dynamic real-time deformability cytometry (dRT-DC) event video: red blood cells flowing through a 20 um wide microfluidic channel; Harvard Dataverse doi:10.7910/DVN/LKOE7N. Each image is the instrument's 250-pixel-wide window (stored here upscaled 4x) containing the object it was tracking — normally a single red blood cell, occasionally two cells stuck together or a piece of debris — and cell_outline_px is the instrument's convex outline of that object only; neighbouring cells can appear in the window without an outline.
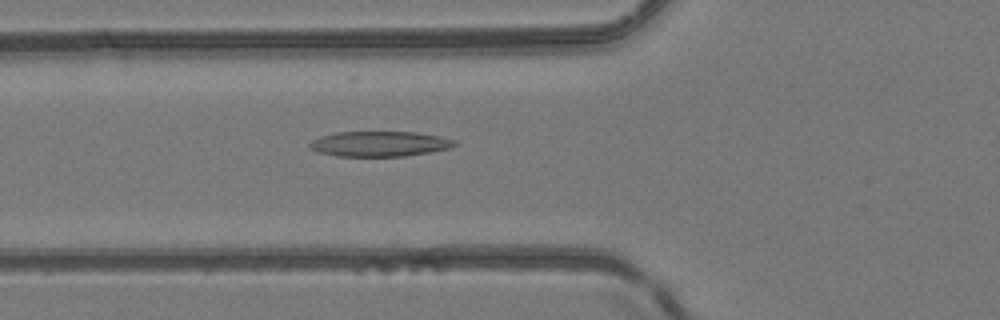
{"species": "common noctule bat (a hibernating species)", "species_latin": "Nyctalus noctula", "temperature_condition": "room temperature", "stored_images_in_passage": 50, "camera_frame_rate_fps": 3000, "um_per_image_px": 0.085, "animal": {"sex": "female", "body_mass_g": 24.6, "forearm_length_mm": 56.2}, "frame": {"image": 1, "passage_image": 19, "time_ms": 6.0, "image_size_px": [1000, 320], "cell_outline_px": [[456, 144], [448, 148], [428, 152], [404, 156], [336, 156], [320, 152], [308, 148], [308, 144], [312, 140], [320, 136], [336, 132], [412, 132], [440, 136], [452, 140]], "centroid_in_image_um": [32.18, 12.22], "position_along_channel_um": 93.6, "area_um2": 21.04}}
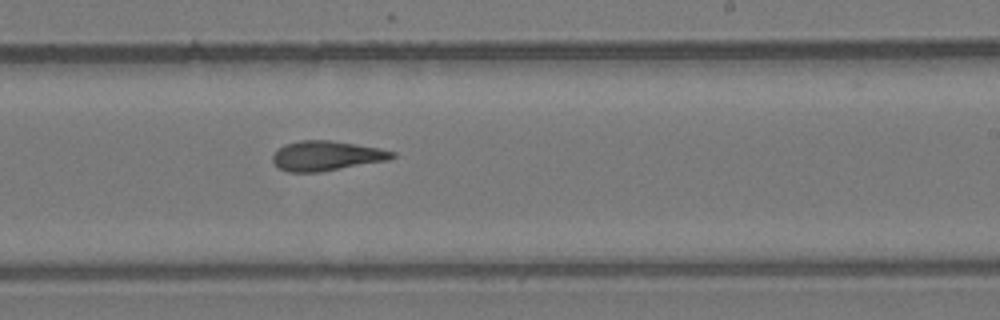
{"frame": {"image": 2, "passage_image": 31, "time_ms": 10.0, "image_size_px": [1000, 320], "cell_outline_px": [[396, 156], [388, 160], [320, 172], [288, 172], [280, 168], [272, 160], [272, 156], [276, 148], [284, 144], [300, 140], [328, 140], [356, 144], [380, 148], [396, 152]], "centroid_in_image_um": [27.73, 13.23], "position_along_channel_um": 261.3, "area_um2": 20.81}}
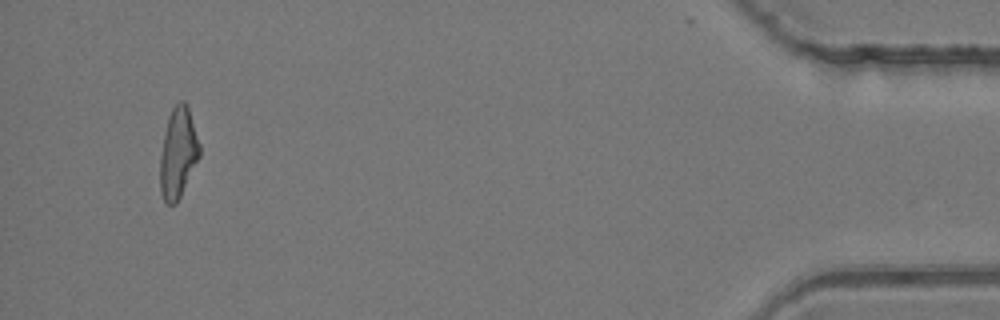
{"frame": {"image": 3, "passage_image": 48, "time_ms": 15.667, "image_size_px": [1000, 320], "cell_outline_px": [[200, 156], [176, 204], [168, 204], [164, 200], [160, 192], [160, 156], [164, 132], [168, 116], [172, 108], [180, 100], [184, 100], [188, 104], [200, 144]], "centroid_in_image_um": [15.14, 12.96], "position_along_channel_um": 420.1, "area_um2": 20.92}, "authors_computed_cell_mechanics": {"area_um2": 21.1837, "velocity_mm_per_s": 4.1655, "shape_relaxation_time_tau1_ms": null, "shape_relaxation_time_tau2_ms": 3.6066, "deformation_change_tau1": null, "deformation_change_tau2": 0.1416}}